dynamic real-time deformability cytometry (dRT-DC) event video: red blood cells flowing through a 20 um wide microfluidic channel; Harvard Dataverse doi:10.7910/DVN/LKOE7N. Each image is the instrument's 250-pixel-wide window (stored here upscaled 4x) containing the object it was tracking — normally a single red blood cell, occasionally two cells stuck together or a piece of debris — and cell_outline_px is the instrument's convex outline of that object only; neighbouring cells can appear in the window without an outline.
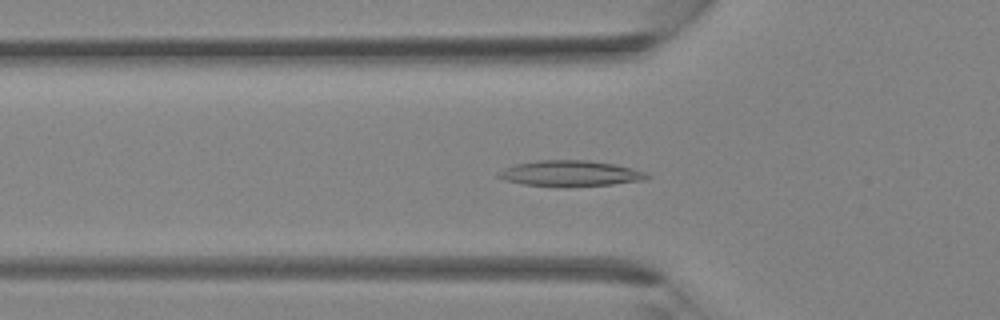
{"species": "Egyptian fruit bat (a non-hibernating species)", "species_latin": "Rousettus aegyptiacus", "temperature_condition": "room temperature", "stored_images_in_passage": 27, "camera_frame_rate_fps": 3000, "um_per_image_px": 0.085, "animal": {"sex": "female"}, "frame": {"image": 1, "passage_image": 3, "time_ms": 0.667, "image_size_px": [1000, 320], "cell_outline_px": [[652, 176], [644, 180], [612, 184], [564, 188], [524, 184], [504, 180], [496, 176], [496, 172], [504, 168], [516, 164], [540, 160], [588, 160], [612, 164], [632, 168], [648, 172]], "centroid_in_image_um": [48.47, 14.76], "position_along_channel_um": 77.3, "area_um2": 22.66}}
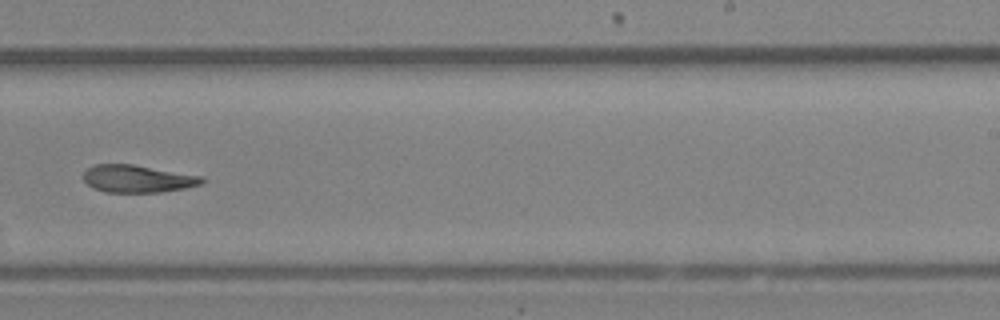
{"frame": {"image": 2, "passage_image": 14, "time_ms": 4.333, "image_size_px": [1000, 320], "cell_outline_px": [[204, 180], [200, 184], [184, 188], [160, 192], [104, 192], [92, 188], [84, 180], [84, 172], [92, 164], [132, 164], [204, 176]], "centroid_in_image_um": [11.67, 15.19], "position_along_channel_um": 277.3, "area_um2": 18.96}}
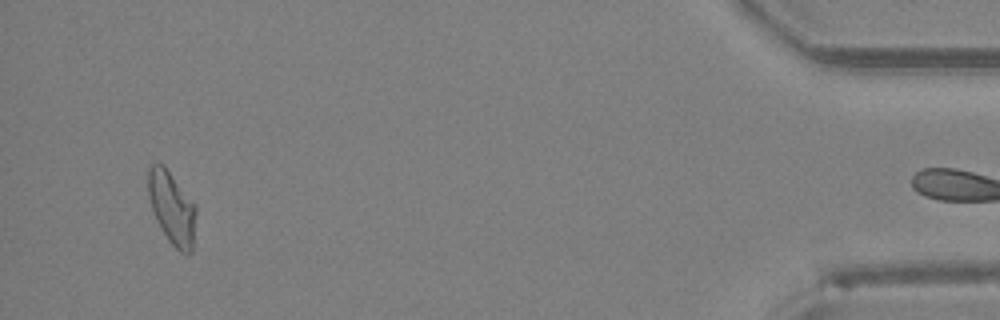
{"frame": {"image": 3, "passage_image": 26, "time_ms": 8.333, "image_size_px": [1000, 320], "cell_outline_px": [[196, 212], [192, 252], [188, 256], [180, 252], [168, 240], [160, 228], [156, 220], [148, 196], [148, 164], [164, 164], [196, 204]], "centroid_in_image_um": [14.62, 17.66], "position_along_channel_um": 420.6, "area_um2": 20.58}}